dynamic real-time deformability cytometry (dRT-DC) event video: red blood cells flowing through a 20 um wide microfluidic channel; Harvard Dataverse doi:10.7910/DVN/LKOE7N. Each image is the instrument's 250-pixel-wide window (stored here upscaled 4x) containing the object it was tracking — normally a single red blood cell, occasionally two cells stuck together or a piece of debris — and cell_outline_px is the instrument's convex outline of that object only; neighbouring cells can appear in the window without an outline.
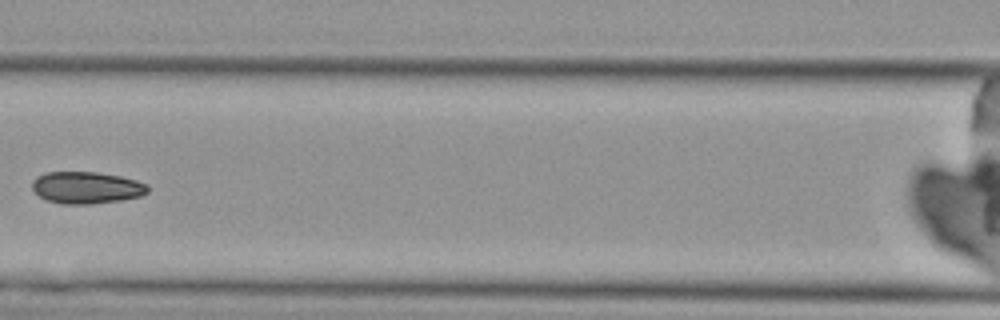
{"species": "Egyptian fruit bat (a non-hibernating species)", "species_latin": "Rousettus aegyptiacus", "temperature_condition": "cold", "stored_images_in_passage": 7, "camera_frame_rate_fps": 3000, "um_per_image_px": 0.085, "animal": {"sex": "female"}, "frame": {"image": 1, "passage_image": 6, "time_ms": 7.0, "image_size_px": [1000, 320], "cell_outline_px": [[148, 192], [140, 196], [120, 200], [92, 204], [60, 204], [44, 200], [32, 188], [32, 180], [36, 176], [44, 172], [96, 172], [120, 176], [136, 180], [148, 184]], "centroid_in_image_um": [7.32, 15.95], "position_along_channel_um": 159.3, "area_um2": 21.68}}
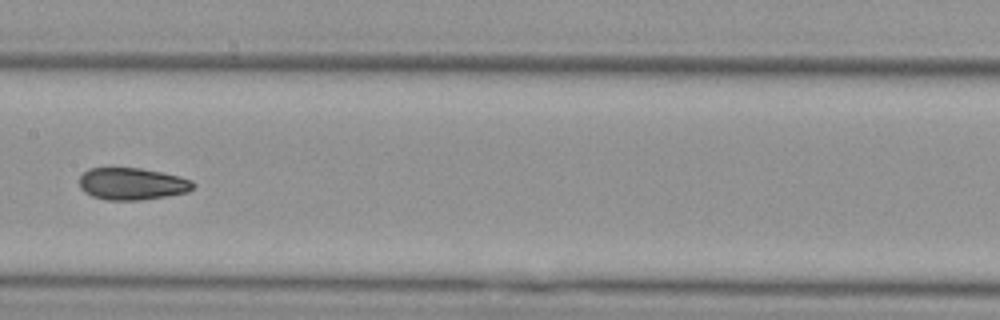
{"frame": {"image": 2, "passage_image": 7, "time_ms": 8.0, "image_size_px": [1000, 320], "cell_outline_px": [[196, 184], [188, 192], [140, 200], [104, 200], [92, 196], [84, 192], [80, 188], [80, 176], [88, 168], [140, 168], [164, 172], [180, 176], [192, 180]], "centroid_in_image_um": [11.23, 15.62], "position_along_channel_um": 196.2, "area_um2": 21.39}}